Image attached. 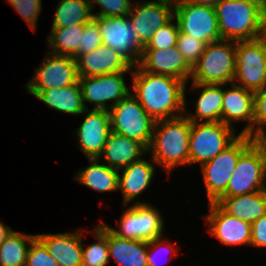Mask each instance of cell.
I'll return each mask as SVG.
<instances>
[{
    "label": "cell",
    "mask_w": 266,
    "mask_h": 266,
    "mask_svg": "<svg viewBox=\"0 0 266 266\" xmlns=\"http://www.w3.org/2000/svg\"><path fill=\"white\" fill-rule=\"evenodd\" d=\"M135 67L138 69L132 71V94L155 121L187 113L186 84L182 80L143 71L138 65Z\"/></svg>",
    "instance_id": "obj_1"
},
{
    "label": "cell",
    "mask_w": 266,
    "mask_h": 266,
    "mask_svg": "<svg viewBox=\"0 0 266 266\" xmlns=\"http://www.w3.org/2000/svg\"><path fill=\"white\" fill-rule=\"evenodd\" d=\"M192 122L184 115L157 120L147 152L154 162L170 173L174 167L189 165V136Z\"/></svg>",
    "instance_id": "obj_2"
},
{
    "label": "cell",
    "mask_w": 266,
    "mask_h": 266,
    "mask_svg": "<svg viewBox=\"0 0 266 266\" xmlns=\"http://www.w3.org/2000/svg\"><path fill=\"white\" fill-rule=\"evenodd\" d=\"M214 8L221 39L236 42L256 39L259 4L253 0H221Z\"/></svg>",
    "instance_id": "obj_3"
},
{
    "label": "cell",
    "mask_w": 266,
    "mask_h": 266,
    "mask_svg": "<svg viewBox=\"0 0 266 266\" xmlns=\"http://www.w3.org/2000/svg\"><path fill=\"white\" fill-rule=\"evenodd\" d=\"M236 71V41L221 39L207 44L192 67V83H232Z\"/></svg>",
    "instance_id": "obj_4"
},
{
    "label": "cell",
    "mask_w": 266,
    "mask_h": 266,
    "mask_svg": "<svg viewBox=\"0 0 266 266\" xmlns=\"http://www.w3.org/2000/svg\"><path fill=\"white\" fill-rule=\"evenodd\" d=\"M111 131L141 143L148 149L155 120L130 93L109 109Z\"/></svg>",
    "instance_id": "obj_5"
},
{
    "label": "cell",
    "mask_w": 266,
    "mask_h": 266,
    "mask_svg": "<svg viewBox=\"0 0 266 266\" xmlns=\"http://www.w3.org/2000/svg\"><path fill=\"white\" fill-rule=\"evenodd\" d=\"M234 127L223 122H192L189 136V165L212 160L238 137Z\"/></svg>",
    "instance_id": "obj_6"
},
{
    "label": "cell",
    "mask_w": 266,
    "mask_h": 266,
    "mask_svg": "<svg viewBox=\"0 0 266 266\" xmlns=\"http://www.w3.org/2000/svg\"><path fill=\"white\" fill-rule=\"evenodd\" d=\"M253 142V137L239 134V137L225 150L201 165L209 203L215 202L226 191L240 155Z\"/></svg>",
    "instance_id": "obj_7"
},
{
    "label": "cell",
    "mask_w": 266,
    "mask_h": 266,
    "mask_svg": "<svg viewBox=\"0 0 266 266\" xmlns=\"http://www.w3.org/2000/svg\"><path fill=\"white\" fill-rule=\"evenodd\" d=\"M102 37V44L120 54L132 67L138 65L143 45L139 42L128 16L93 17Z\"/></svg>",
    "instance_id": "obj_8"
},
{
    "label": "cell",
    "mask_w": 266,
    "mask_h": 266,
    "mask_svg": "<svg viewBox=\"0 0 266 266\" xmlns=\"http://www.w3.org/2000/svg\"><path fill=\"white\" fill-rule=\"evenodd\" d=\"M152 204L137 201L123 213L116 230L105 224L118 237L149 242L163 235L164 221Z\"/></svg>",
    "instance_id": "obj_9"
},
{
    "label": "cell",
    "mask_w": 266,
    "mask_h": 266,
    "mask_svg": "<svg viewBox=\"0 0 266 266\" xmlns=\"http://www.w3.org/2000/svg\"><path fill=\"white\" fill-rule=\"evenodd\" d=\"M174 19L181 33L201 39L207 44L221 40L214 7L177 0L174 2Z\"/></svg>",
    "instance_id": "obj_10"
},
{
    "label": "cell",
    "mask_w": 266,
    "mask_h": 266,
    "mask_svg": "<svg viewBox=\"0 0 266 266\" xmlns=\"http://www.w3.org/2000/svg\"><path fill=\"white\" fill-rule=\"evenodd\" d=\"M243 83L256 92L266 86V43L257 39L236 42V71L233 83Z\"/></svg>",
    "instance_id": "obj_11"
},
{
    "label": "cell",
    "mask_w": 266,
    "mask_h": 266,
    "mask_svg": "<svg viewBox=\"0 0 266 266\" xmlns=\"http://www.w3.org/2000/svg\"><path fill=\"white\" fill-rule=\"evenodd\" d=\"M45 56L26 86L29 94L36 96L42 90L64 88L79 82L76 59L49 52Z\"/></svg>",
    "instance_id": "obj_12"
},
{
    "label": "cell",
    "mask_w": 266,
    "mask_h": 266,
    "mask_svg": "<svg viewBox=\"0 0 266 266\" xmlns=\"http://www.w3.org/2000/svg\"><path fill=\"white\" fill-rule=\"evenodd\" d=\"M263 190V157L259 147L253 142L240 155L226 191L220 197L240 196Z\"/></svg>",
    "instance_id": "obj_13"
},
{
    "label": "cell",
    "mask_w": 266,
    "mask_h": 266,
    "mask_svg": "<svg viewBox=\"0 0 266 266\" xmlns=\"http://www.w3.org/2000/svg\"><path fill=\"white\" fill-rule=\"evenodd\" d=\"M128 71H122L113 74L100 76L79 77L83 102L85 108L86 102L95 104V110L109 111L111 107L116 105L123 98L127 97L130 92L124 82V74ZM112 101L108 106L107 102Z\"/></svg>",
    "instance_id": "obj_14"
},
{
    "label": "cell",
    "mask_w": 266,
    "mask_h": 266,
    "mask_svg": "<svg viewBox=\"0 0 266 266\" xmlns=\"http://www.w3.org/2000/svg\"><path fill=\"white\" fill-rule=\"evenodd\" d=\"M174 17V1L151 0L133 2L128 18L133 25L139 42L146 46L154 33Z\"/></svg>",
    "instance_id": "obj_15"
},
{
    "label": "cell",
    "mask_w": 266,
    "mask_h": 266,
    "mask_svg": "<svg viewBox=\"0 0 266 266\" xmlns=\"http://www.w3.org/2000/svg\"><path fill=\"white\" fill-rule=\"evenodd\" d=\"M209 211L204 218L212 236L226 245L251 246V223L229 215L216 202L209 203Z\"/></svg>",
    "instance_id": "obj_16"
},
{
    "label": "cell",
    "mask_w": 266,
    "mask_h": 266,
    "mask_svg": "<svg viewBox=\"0 0 266 266\" xmlns=\"http://www.w3.org/2000/svg\"><path fill=\"white\" fill-rule=\"evenodd\" d=\"M82 114H86L85 118L76 130L79 148L88 159L99 158L112 132L109 111L86 109Z\"/></svg>",
    "instance_id": "obj_17"
},
{
    "label": "cell",
    "mask_w": 266,
    "mask_h": 266,
    "mask_svg": "<svg viewBox=\"0 0 266 266\" xmlns=\"http://www.w3.org/2000/svg\"><path fill=\"white\" fill-rule=\"evenodd\" d=\"M138 66L143 71L171 76L185 84L192 74V68L184 60L177 46L162 50L143 49Z\"/></svg>",
    "instance_id": "obj_18"
},
{
    "label": "cell",
    "mask_w": 266,
    "mask_h": 266,
    "mask_svg": "<svg viewBox=\"0 0 266 266\" xmlns=\"http://www.w3.org/2000/svg\"><path fill=\"white\" fill-rule=\"evenodd\" d=\"M231 88L224 90L222 104V122L228 126L236 121H249L240 134L254 138V92L240 84L231 83Z\"/></svg>",
    "instance_id": "obj_19"
},
{
    "label": "cell",
    "mask_w": 266,
    "mask_h": 266,
    "mask_svg": "<svg viewBox=\"0 0 266 266\" xmlns=\"http://www.w3.org/2000/svg\"><path fill=\"white\" fill-rule=\"evenodd\" d=\"M76 61L79 77L132 72L134 69L120 54L103 44L93 51L80 55Z\"/></svg>",
    "instance_id": "obj_20"
},
{
    "label": "cell",
    "mask_w": 266,
    "mask_h": 266,
    "mask_svg": "<svg viewBox=\"0 0 266 266\" xmlns=\"http://www.w3.org/2000/svg\"><path fill=\"white\" fill-rule=\"evenodd\" d=\"M58 266H82V233L36 234Z\"/></svg>",
    "instance_id": "obj_21"
},
{
    "label": "cell",
    "mask_w": 266,
    "mask_h": 266,
    "mask_svg": "<svg viewBox=\"0 0 266 266\" xmlns=\"http://www.w3.org/2000/svg\"><path fill=\"white\" fill-rule=\"evenodd\" d=\"M147 149L139 142L126 136L111 132L105 140L104 148L98 159L106 161L110 168L118 170L142 158Z\"/></svg>",
    "instance_id": "obj_22"
},
{
    "label": "cell",
    "mask_w": 266,
    "mask_h": 266,
    "mask_svg": "<svg viewBox=\"0 0 266 266\" xmlns=\"http://www.w3.org/2000/svg\"><path fill=\"white\" fill-rule=\"evenodd\" d=\"M226 213L253 223L266 214V191L232 197H219L215 201Z\"/></svg>",
    "instance_id": "obj_23"
},
{
    "label": "cell",
    "mask_w": 266,
    "mask_h": 266,
    "mask_svg": "<svg viewBox=\"0 0 266 266\" xmlns=\"http://www.w3.org/2000/svg\"><path fill=\"white\" fill-rule=\"evenodd\" d=\"M121 170L123 173L121 176L119 174L118 190H121L123 206H126L148 188L154 177L155 166L141 158Z\"/></svg>",
    "instance_id": "obj_24"
},
{
    "label": "cell",
    "mask_w": 266,
    "mask_h": 266,
    "mask_svg": "<svg viewBox=\"0 0 266 266\" xmlns=\"http://www.w3.org/2000/svg\"><path fill=\"white\" fill-rule=\"evenodd\" d=\"M109 259L113 258L119 266H148V242L121 238L107 227Z\"/></svg>",
    "instance_id": "obj_25"
},
{
    "label": "cell",
    "mask_w": 266,
    "mask_h": 266,
    "mask_svg": "<svg viewBox=\"0 0 266 266\" xmlns=\"http://www.w3.org/2000/svg\"><path fill=\"white\" fill-rule=\"evenodd\" d=\"M221 84L193 83V89H201L196 101V114L185 115L191 122H222V104L224 90Z\"/></svg>",
    "instance_id": "obj_26"
},
{
    "label": "cell",
    "mask_w": 266,
    "mask_h": 266,
    "mask_svg": "<svg viewBox=\"0 0 266 266\" xmlns=\"http://www.w3.org/2000/svg\"><path fill=\"white\" fill-rule=\"evenodd\" d=\"M35 97L58 112L81 115L86 110L79 82L64 88L42 90Z\"/></svg>",
    "instance_id": "obj_27"
},
{
    "label": "cell",
    "mask_w": 266,
    "mask_h": 266,
    "mask_svg": "<svg viewBox=\"0 0 266 266\" xmlns=\"http://www.w3.org/2000/svg\"><path fill=\"white\" fill-rule=\"evenodd\" d=\"M90 165L76 176L75 180L99 192L117 191L119 184V171L106 164L99 163L98 158L88 159Z\"/></svg>",
    "instance_id": "obj_28"
},
{
    "label": "cell",
    "mask_w": 266,
    "mask_h": 266,
    "mask_svg": "<svg viewBox=\"0 0 266 266\" xmlns=\"http://www.w3.org/2000/svg\"><path fill=\"white\" fill-rule=\"evenodd\" d=\"M59 2L54 14L52 28L86 24L93 20L90 0H60Z\"/></svg>",
    "instance_id": "obj_29"
},
{
    "label": "cell",
    "mask_w": 266,
    "mask_h": 266,
    "mask_svg": "<svg viewBox=\"0 0 266 266\" xmlns=\"http://www.w3.org/2000/svg\"><path fill=\"white\" fill-rule=\"evenodd\" d=\"M84 26L85 24H77L51 28L50 35L47 36L48 47L51 49L49 53L73 57L79 51Z\"/></svg>",
    "instance_id": "obj_30"
},
{
    "label": "cell",
    "mask_w": 266,
    "mask_h": 266,
    "mask_svg": "<svg viewBox=\"0 0 266 266\" xmlns=\"http://www.w3.org/2000/svg\"><path fill=\"white\" fill-rule=\"evenodd\" d=\"M35 238L33 234L12 231L0 245V266H25L29 247Z\"/></svg>",
    "instance_id": "obj_31"
},
{
    "label": "cell",
    "mask_w": 266,
    "mask_h": 266,
    "mask_svg": "<svg viewBox=\"0 0 266 266\" xmlns=\"http://www.w3.org/2000/svg\"><path fill=\"white\" fill-rule=\"evenodd\" d=\"M93 235L98 242L82 247V266H106L109 259L107 244V226L103 223L93 229Z\"/></svg>",
    "instance_id": "obj_32"
},
{
    "label": "cell",
    "mask_w": 266,
    "mask_h": 266,
    "mask_svg": "<svg viewBox=\"0 0 266 266\" xmlns=\"http://www.w3.org/2000/svg\"><path fill=\"white\" fill-rule=\"evenodd\" d=\"M206 46L207 43L201 39H195L194 37L181 32L178 34V50L191 68L196 64L199 57L203 54Z\"/></svg>",
    "instance_id": "obj_33"
},
{
    "label": "cell",
    "mask_w": 266,
    "mask_h": 266,
    "mask_svg": "<svg viewBox=\"0 0 266 266\" xmlns=\"http://www.w3.org/2000/svg\"><path fill=\"white\" fill-rule=\"evenodd\" d=\"M173 19L174 17L167 24L158 29L143 49L162 50L177 46L179 27L177 21L175 24L173 23Z\"/></svg>",
    "instance_id": "obj_34"
},
{
    "label": "cell",
    "mask_w": 266,
    "mask_h": 266,
    "mask_svg": "<svg viewBox=\"0 0 266 266\" xmlns=\"http://www.w3.org/2000/svg\"><path fill=\"white\" fill-rule=\"evenodd\" d=\"M18 14L27 22L32 30H36L39 15L42 9L41 0H7Z\"/></svg>",
    "instance_id": "obj_35"
},
{
    "label": "cell",
    "mask_w": 266,
    "mask_h": 266,
    "mask_svg": "<svg viewBox=\"0 0 266 266\" xmlns=\"http://www.w3.org/2000/svg\"><path fill=\"white\" fill-rule=\"evenodd\" d=\"M92 9L97 3L100 6V12L93 14L94 17H119L130 14L131 0H90Z\"/></svg>",
    "instance_id": "obj_36"
},
{
    "label": "cell",
    "mask_w": 266,
    "mask_h": 266,
    "mask_svg": "<svg viewBox=\"0 0 266 266\" xmlns=\"http://www.w3.org/2000/svg\"><path fill=\"white\" fill-rule=\"evenodd\" d=\"M25 266H58L45 245L36 237L29 247Z\"/></svg>",
    "instance_id": "obj_37"
},
{
    "label": "cell",
    "mask_w": 266,
    "mask_h": 266,
    "mask_svg": "<svg viewBox=\"0 0 266 266\" xmlns=\"http://www.w3.org/2000/svg\"><path fill=\"white\" fill-rule=\"evenodd\" d=\"M101 45L102 37L99 32L98 25L94 20H92L91 22L85 24L79 51L73 56V58L77 59L80 55L93 51Z\"/></svg>",
    "instance_id": "obj_38"
},
{
    "label": "cell",
    "mask_w": 266,
    "mask_h": 266,
    "mask_svg": "<svg viewBox=\"0 0 266 266\" xmlns=\"http://www.w3.org/2000/svg\"><path fill=\"white\" fill-rule=\"evenodd\" d=\"M264 125L266 126V86L254 92V138L266 136Z\"/></svg>",
    "instance_id": "obj_39"
},
{
    "label": "cell",
    "mask_w": 266,
    "mask_h": 266,
    "mask_svg": "<svg viewBox=\"0 0 266 266\" xmlns=\"http://www.w3.org/2000/svg\"><path fill=\"white\" fill-rule=\"evenodd\" d=\"M164 246H166L167 247V249L169 250H171L172 252H174V253H176L177 251L176 250H178L177 248L178 247H174V245L173 244H170L169 242H168V240H167V243H166V240L164 241L163 239H162V236L161 237H158V238H155V239H153V240H150L149 242H148V248H147V257H148V266H158L159 264H158V258L157 259H155V257H156V255H157V253H159L160 254V250L164 247ZM172 248V249H171ZM164 249H166V248H164ZM153 251V252H152ZM158 251V252H157ZM165 251V250H164ZM162 252V251H161ZM167 252V251H166ZM157 260V261H156Z\"/></svg>",
    "instance_id": "obj_40"
},
{
    "label": "cell",
    "mask_w": 266,
    "mask_h": 266,
    "mask_svg": "<svg viewBox=\"0 0 266 266\" xmlns=\"http://www.w3.org/2000/svg\"><path fill=\"white\" fill-rule=\"evenodd\" d=\"M251 246L266 247V214L251 224Z\"/></svg>",
    "instance_id": "obj_41"
},
{
    "label": "cell",
    "mask_w": 266,
    "mask_h": 266,
    "mask_svg": "<svg viewBox=\"0 0 266 266\" xmlns=\"http://www.w3.org/2000/svg\"><path fill=\"white\" fill-rule=\"evenodd\" d=\"M256 39L266 43V3L260 6L259 26Z\"/></svg>",
    "instance_id": "obj_42"
},
{
    "label": "cell",
    "mask_w": 266,
    "mask_h": 266,
    "mask_svg": "<svg viewBox=\"0 0 266 266\" xmlns=\"http://www.w3.org/2000/svg\"><path fill=\"white\" fill-rule=\"evenodd\" d=\"M254 143L259 147L263 157L264 190L266 191V136L254 138Z\"/></svg>",
    "instance_id": "obj_43"
},
{
    "label": "cell",
    "mask_w": 266,
    "mask_h": 266,
    "mask_svg": "<svg viewBox=\"0 0 266 266\" xmlns=\"http://www.w3.org/2000/svg\"><path fill=\"white\" fill-rule=\"evenodd\" d=\"M12 232V229L9 226H4L0 222V245L5 241L6 237Z\"/></svg>",
    "instance_id": "obj_44"
},
{
    "label": "cell",
    "mask_w": 266,
    "mask_h": 266,
    "mask_svg": "<svg viewBox=\"0 0 266 266\" xmlns=\"http://www.w3.org/2000/svg\"><path fill=\"white\" fill-rule=\"evenodd\" d=\"M187 1L196 5H205V6L214 7L221 0H187Z\"/></svg>",
    "instance_id": "obj_45"
},
{
    "label": "cell",
    "mask_w": 266,
    "mask_h": 266,
    "mask_svg": "<svg viewBox=\"0 0 266 266\" xmlns=\"http://www.w3.org/2000/svg\"><path fill=\"white\" fill-rule=\"evenodd\" d=\"M253 1L259 4L260 6L266 3V0H253Z\"/></svg>",
    "instance_id": "obj_46"
}]
</instances>
